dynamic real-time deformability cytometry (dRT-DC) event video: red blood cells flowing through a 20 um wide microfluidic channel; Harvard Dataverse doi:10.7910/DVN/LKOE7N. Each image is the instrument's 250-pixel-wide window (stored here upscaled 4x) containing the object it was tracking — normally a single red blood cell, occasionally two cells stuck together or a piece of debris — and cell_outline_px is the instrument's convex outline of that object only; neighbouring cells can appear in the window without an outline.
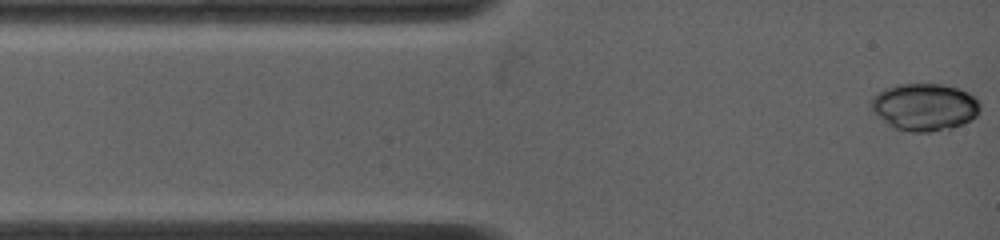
{"species": "common noctule bat (a hibernating species)", "species_latin": "Nyctalus noctula", "temperature_condition": "warm", "stored_images_in_passage": 9, "camera_frame_rate_fps": 4500, "um_per_image_px": 0.085, "animal": {"sex": "female", "body_mass_g": 19.0, "forearm_length_mm": 53.3}, "frame": {"image": 1, "passage_image": 1, "time_ms": 0.0, "image_size_px": [1000, 240], "cell_outline_px": [[980, 108], [976, 116], [972, 120], [948, 132], [908, 132], [896, 128], [888, 124], [872, 112], [868, 108], [868, 104], [872, 96], [876, 92], [884, 88], [896, 84], [940, 84], [956, 88], [968, 92], [980, 104]], "centroid_in_image_um": [78.55, 9.12], "position_along_channel_um": 6.5, "area_um2": 30.81}}
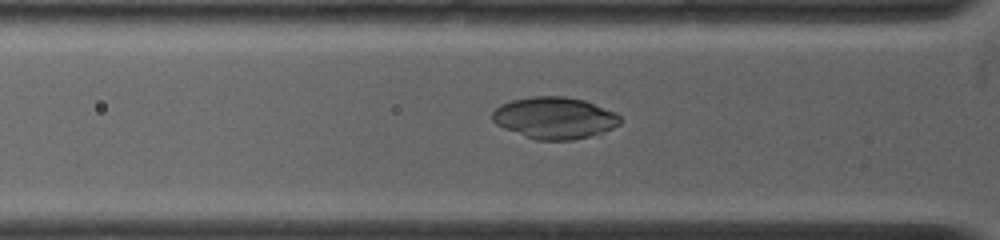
{"frame": {"image": 2, "passage_image": 8, "time_ms": 3.111, "image_size_px": [1000, 240], "cell_outline_px": [[620, 124], [604, 132], [572, 140], [536, 140], [524, 136], [504, 128], [496, 124], [492, 120], [492, 112], [500, 104], [512, 100], [532, 96], [564, 96], [584, 100], [616, 112], [620, 116]], "centroid_in_image_um": [47.13, 10.02], "position_along_channel_um": 78.7, "area_um2": 31.1}}